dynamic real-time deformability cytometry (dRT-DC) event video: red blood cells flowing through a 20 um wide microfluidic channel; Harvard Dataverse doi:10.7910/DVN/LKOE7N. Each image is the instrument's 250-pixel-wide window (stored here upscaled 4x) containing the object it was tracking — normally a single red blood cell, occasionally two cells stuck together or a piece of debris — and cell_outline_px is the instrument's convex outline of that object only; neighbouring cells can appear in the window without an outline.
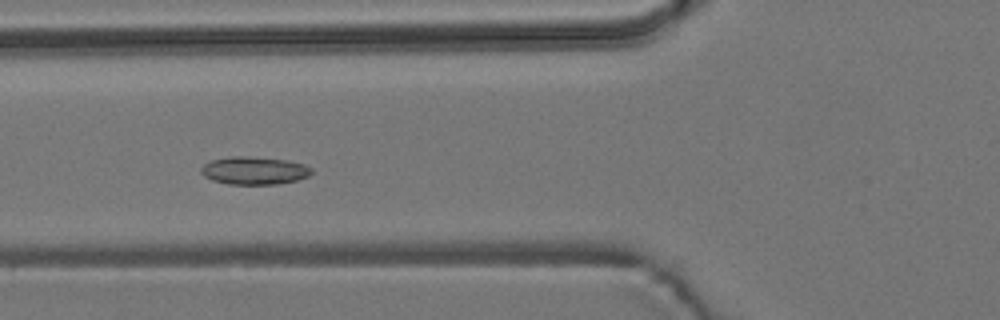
{"species": "common noctule bat (a hibernating species)", "species_latin": "Nyctalus noctula", "temperature_condition": "room temperature", "stored_images_in_passage": 6, "camera_frame_rate_fps": 3000, "um_per_image_px": 0.085, "animal": {"sex": "male", "body_mass_g": 19.2, "forearm_length_mm": 51.8}, "frame": {"image": 1, "passage_image": 5, "time_ms": 4.667, "image_size_px": [1000, 320], "cell_outline_px": [[312, 172], [308, 176], [296, 180], [276, 184], [228, 184], [212, 180], [204, 176], [200, 172], [200, 168], [204, 164], [212, 160], [232, 156], [248, 156], [288, 160], [304, 164], [312, 168]], "centroid_in_image_um": [21.6, 14.49], "position_along_channel_um": 104.2, "area_um2": 17.92}}
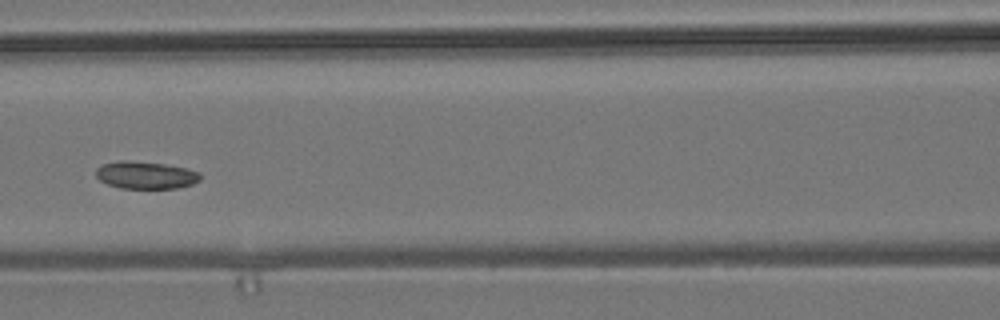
{"frame": {"image": 2, "passage_image": 6, "time_ms": 6.0, "image_size_px": [1000, 320], "cell_outline_px": [[200, 180], [192, 184], [176, 188], [120, 188], [108, 184], [100, 180], [96, 176], [96, 168], [104, 164], [120, 160], [124, 160], [164, 164], [184, 168], [200, 172]], "centroid_in_image_um": [12.37, 14.89], "position_along_channel_um": 154.2, "area_um2": 16.47}}